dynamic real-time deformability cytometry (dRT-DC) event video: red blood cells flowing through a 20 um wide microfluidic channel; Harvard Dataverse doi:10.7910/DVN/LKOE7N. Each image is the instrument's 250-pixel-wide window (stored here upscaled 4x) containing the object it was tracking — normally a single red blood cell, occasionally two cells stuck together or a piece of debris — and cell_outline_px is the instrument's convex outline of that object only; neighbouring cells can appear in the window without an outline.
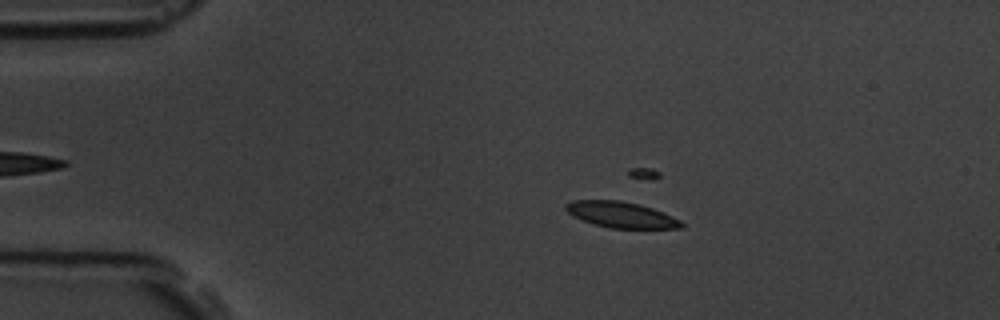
{"species": "common noctule bat (a hibernating species)", "species_latin": "Nyctalus noctula", "temperature_condition": "room temperature", "stored_images_in_passage": 5, "camera_frame_rate_fps": 3000, "um_per_image_px": 0.085, "animal": {"sex": "male", "body_mass_g": 19.5, "forearm_length_mm": 54.6}, "frame": {"image": 1, "passage_image": 2, "time_ms": 1.0, "image_size_px": [1000, 320], "cell_outline_px": [[684, 228], [608, 228], [592, 224], [572, 216], [564, 208], [564, 204], [572, 200], [620, 200], [640, 204], [664, 212], [680, 220], [684, 224]], "centroid_in_image_um": [52.77, 18.25], "position_along_channel_um": 32.2, "area_um2": 17.69}}
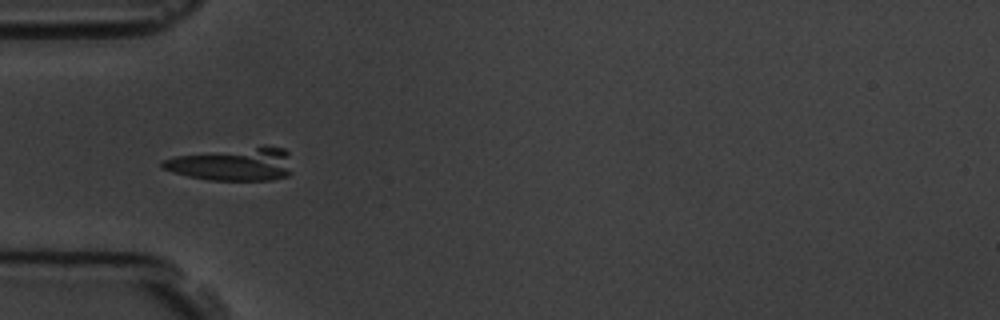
{"frame": {"image": 2, "passage_image": 4, "time_ms": 3.333, "image_size_px": [1000, 320], "cell_outline_px": [[292, 172], [288, 176], [272, 180], [208, 180], [188, 176], [172, 172], [160, 168], [160, 164], [164, 160], [176, 156], [264, 144], [284, 148], [288, 152]], "centroid_in_image_um": [19.85, 13.94], "position_along_channel_um": 65.2, "area_um2": 25.55}}
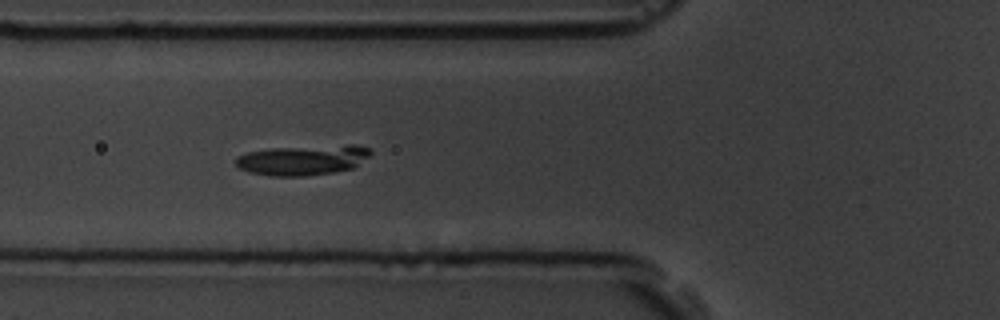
{"frame": {"image": 3, "passage_image": 5, "time_ms": 4.333, "image_size_px": [1000, 320], "cell_outline_px": [[372, 152], [368, 156], [352, 168], [332, 172], [304, 176], [272, 176], [248, 172], [240, 168], [236, 164], [236, 156], [248, 152], [272, 148], [348, 144], [356, 144], [368, 148]], "centroid_in_image_um": [25.72, 13.59], "position_along_channel_um": 100.1, "area_um2": 23.58}}